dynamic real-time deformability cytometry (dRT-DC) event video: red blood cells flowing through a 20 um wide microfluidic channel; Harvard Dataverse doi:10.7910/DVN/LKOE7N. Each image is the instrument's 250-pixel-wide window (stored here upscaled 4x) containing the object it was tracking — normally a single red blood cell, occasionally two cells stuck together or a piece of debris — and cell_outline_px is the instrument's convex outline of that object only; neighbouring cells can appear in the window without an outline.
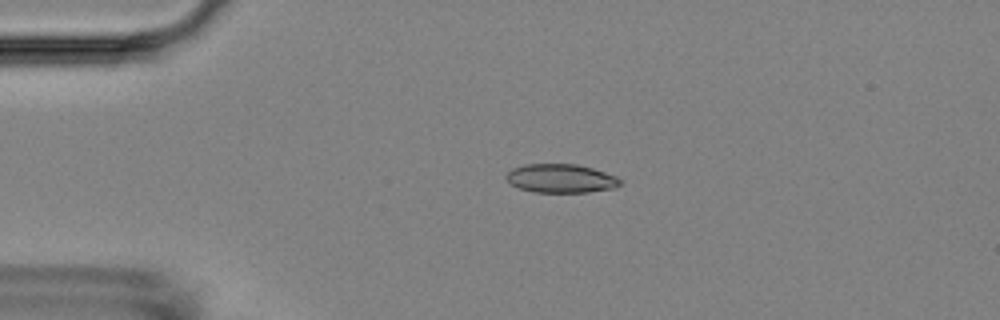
{"species": "Egyptian fruit bat (a non-hibernating species)", "species_latin": "Rousettus aegyptiacus", "temperature_condition": "room temperature", "stored_images_in_passage": 4, "camera_frame_rate_fps": 3000, "um_per_image_px": 0.085, "animal": {"sex": "female"}, "frame": {"image": 1, "passage_image": 3, "time_ms": 2.333, "image_size_px": [1000, 320], "cell_outline_px": [[620, 184], [616, 188], [588, 192], [532, 192], [520, 188], [512, 184], [504, 176], [512, 168], [524, 164], [576, 164], [592, 168], [616, 176], [620, 180]], "centroid_in_image_um": [47.66, 15.16], "position_along_channel_um": 37.3, "area_um2": 19.02}}